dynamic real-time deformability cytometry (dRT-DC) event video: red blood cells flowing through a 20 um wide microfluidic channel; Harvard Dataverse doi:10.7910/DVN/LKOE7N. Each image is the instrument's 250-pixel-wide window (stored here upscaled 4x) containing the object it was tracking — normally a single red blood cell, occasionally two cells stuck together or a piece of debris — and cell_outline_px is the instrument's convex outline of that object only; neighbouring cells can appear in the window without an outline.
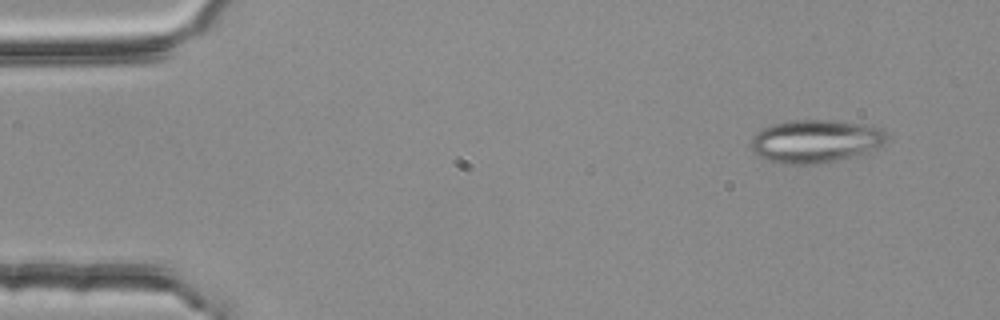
{"species": "common noctule bat (a hibernating species)", "species_latin": "Nyctalus noctula", "temperature_condition": "room temperature", "stored_images_in_passage": 5, "camera_frame_rate_fps": 3000, "um_per_image_px": 0.085, "animal": {"sex": "female", "body_mass_g": 25.1}, "frame": {"image": 1, "passage_image": 2, "time_ms": 0.333, "image_size_px": [1000, 320], "cell_outline_px": [[888, 136], [884, 144], [868, 152], [832, 160], [812, 164], [784, 164], [768, 160], [752, 152], [752, 136], [756, 132], [772, 124], [792, 120], [836, 120], [868, 124], [880, 128]], "centroid_in_image_um": [69.32, 11.98], "position_along_channel_um": 15.7, "area_um2": 33.87}}